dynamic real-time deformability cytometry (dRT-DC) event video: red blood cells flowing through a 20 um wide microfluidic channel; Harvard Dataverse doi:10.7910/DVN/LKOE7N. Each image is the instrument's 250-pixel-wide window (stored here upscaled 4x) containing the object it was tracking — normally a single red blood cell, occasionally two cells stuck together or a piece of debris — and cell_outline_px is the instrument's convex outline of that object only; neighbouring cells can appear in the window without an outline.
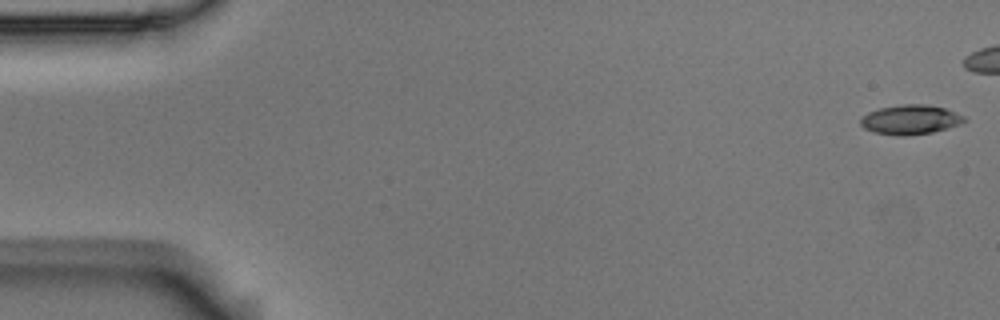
{"species": "Egyptian fruit bat (a non-hibernating species)", "species_latin": "Rousettus aegyptiacus", "temperature_condition": "room temperature", "stored_images_in_passage": 45, "camera_frame_rate_fps": 3000, "um_per_image_px": 0.085, "animal": {"sex": "male"}, "frame": {"image": 1, "passage_image": 1, "time_ms": 0.0, "image_size_px": [1000, 320], "cell_outline_px": [[968, 120], [960, 124], [932, 132], [904, 136], [900, 136], [876, 132], [864, 128], [860, 124], [860, 116], [868, 112], [880, 108], [904, 104], [924, 104], [944, 108], [964, 116]], "centroid_in_image_um": [77.36, 10.16], "position_along_channel_um": 7.6, "area_um2": 17.69}}
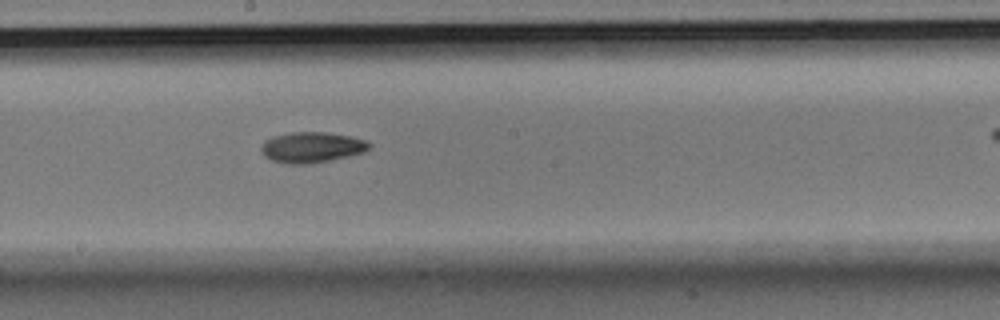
{"frame": {"image": 2, "passage_image": 30, "time_ms": 9.667, "image_size_px": [1000, 320], "cell_outline_px": [[372, 144], [364, 152], [348, 156], [312, 164], [288, 164], [272, 160], [264, 156], [260, 148], [272, 136], [292, 132], [324, 132], [352, 136], [364, 140]], "centroid_in_image_um": [26.51, 12.52], "position_along_channel_um": 221.7, "area_um2": 19.19}}
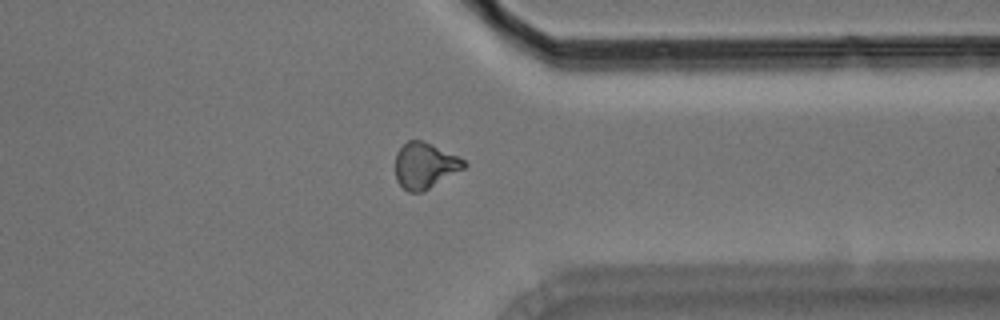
{"frame": {"image": 3, "passage_image": 43, "time_ms": 14.0, "image_size_px": [1000, 320], "cell_outline_px": [[468, 164], [464, 168], [424, 192], [408, 192], [396, 180], [396, 152], [408, 140], [420, 140], [432, 144], [464, 160]], "centroid_in_image_um": [36.1, 14.08], "position_along_channel_um": 375.3, "area_um2": 18.21}}